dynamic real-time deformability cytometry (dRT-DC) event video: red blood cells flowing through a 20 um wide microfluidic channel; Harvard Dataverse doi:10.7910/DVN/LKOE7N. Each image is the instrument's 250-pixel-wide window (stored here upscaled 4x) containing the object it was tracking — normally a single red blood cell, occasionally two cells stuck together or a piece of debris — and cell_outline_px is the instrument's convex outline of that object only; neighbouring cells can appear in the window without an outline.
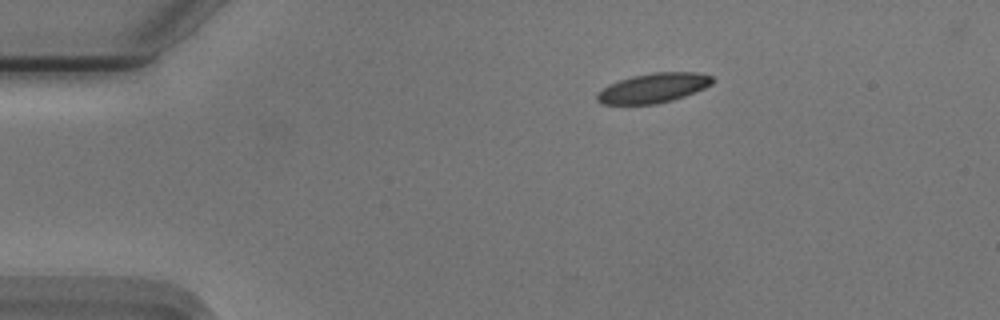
{"species": "Egyptian fruit bat (a non-hibernating species)", "species_latin": "Rousettus aegyptiacus", "temperature_condition": "cold", "stored_images_in_passage": 46, "camera_frame_rate_fps": 3000, "um_per_image_px": 0.085, "animal": {"sex": "male"}, "frame": {"image": 1, "passage_image": 1, "time_ms": 0.0, "image_size_px": [1000, 320], "cell_outline_px": [[716, 80], [712, 84], [696, 92], [672, 100], [656, 104], [600, 104], [596, 100], [596, 96], [608, 84], [632, 76], [652, 72], [696, 72], [712, 76]], "centroid_in_image_um": [55.56, 7.47], "position_along_channel_um": 29.4, "area_um2": 19.94}}
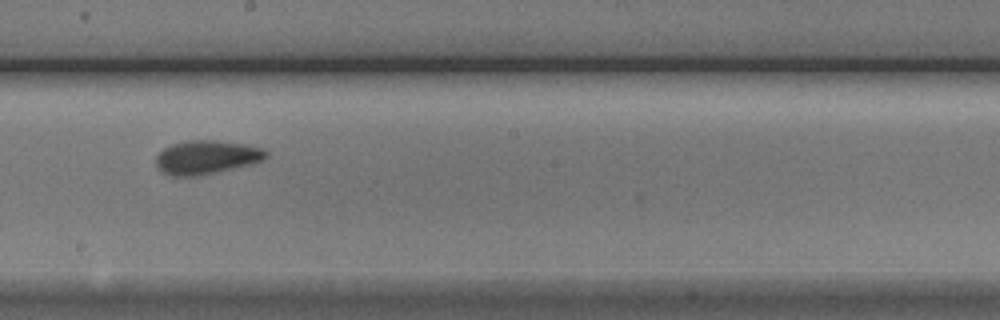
{"frame": {"image": 2, "passage_image": 22, "time_ms": 7.0, "image_size_px": [1000, 320], "cell_outline_px": [[268, 156], [264, 160], [252, 164], [200, 176], [172, 176], [156, 168], [156, 156], [164, 148], [172, 144], [192, 140], [216, 140], [244, 144], [264, 148], [268, 152]], "centroid_in_image_um": [17.58, 13.37], "position_along_channel_um": 230.6, "area_um2": 21.79}}
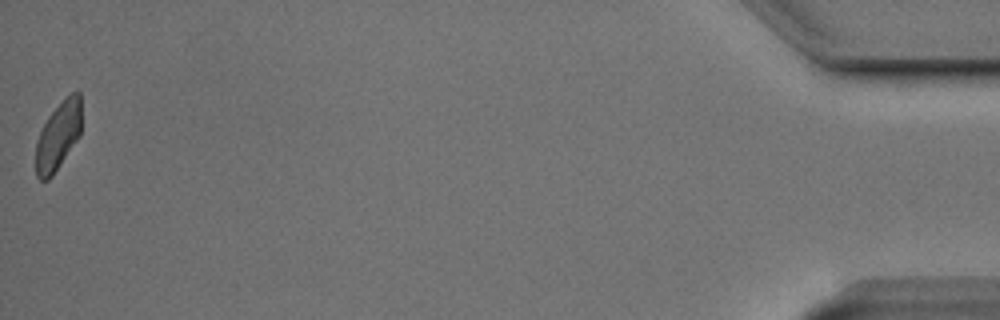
{"frame": {"image": 3, "passage_image": 46, "time_ms": 15.0, "image_size_px": [1000, 320], "cell_outline_px": [[80, 136], [52, 176], [48, 180], [40, 180], [36, 176], [36, 140], [48, 116], [72, 92], [80, 92]], "centroid_in_image_um": [4.93, 11.59], "position_along_channel_um": 430.3, "area_um2": 17.8}, "authors_computed_cell_mechanics": {"area_um2": 20.3456, "velocity_mm_per_s": 3.7317, "shape_relaxation_time_tau1_ms": 3.0383, "shape_relaxation_time_tau2_ms": 2.6416, "deformation_change_tau1": 0.1006, "deformation_change_tau2": 0.0676}}